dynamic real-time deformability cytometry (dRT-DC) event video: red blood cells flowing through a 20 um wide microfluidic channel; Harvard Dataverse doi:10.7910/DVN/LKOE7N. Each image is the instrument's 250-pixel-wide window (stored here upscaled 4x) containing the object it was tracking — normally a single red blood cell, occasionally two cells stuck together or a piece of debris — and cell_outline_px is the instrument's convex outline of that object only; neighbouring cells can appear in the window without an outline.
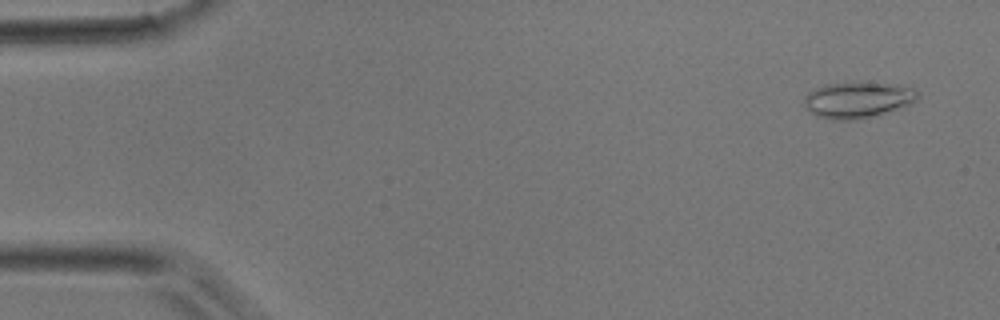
{"species": "common noctule bat (a hibernating species)", "species_latin": "Nyctalus noctula", "temperature_condition": "room temperature", "stored_images_in_passage": 44, "camera_frame_rate_fps": 3000, "um_per_image_px": 0.085, "animal": {"sex": "male", "body_mass_g": 17.9}, "frame": {"image": 1, "passage_image": 3, "time_ms": 0.667, "image_size_px": [1000, 320], "cell_outline_px": [[920, 96], [916, 100], [908, 104], [876, 116], [852, 120], [832, 120], [816, 116], [804, 108], [804, 96], [808, 92], [824, 84], [884, 84], [912, 88]], "centroid_in_image_um": [72.82, 8.53], "position_along_channel_um": 12.2, "area_um2": 23.29}}
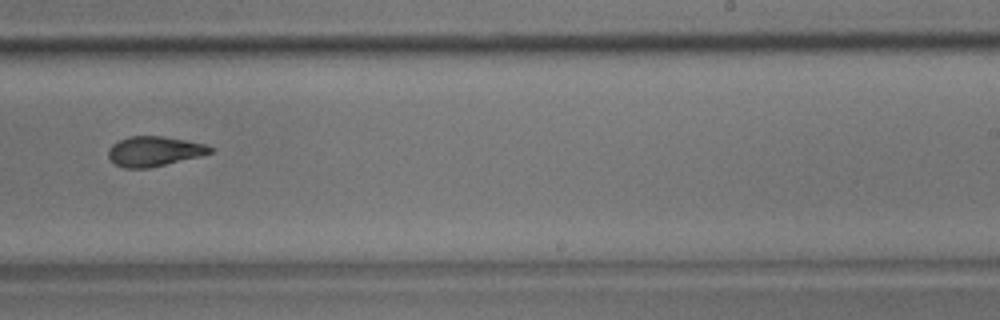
{"frame": {"image": 2, "passage_image": 28, "time_ms": 9.0, "image_size_px": [1000, 320], "cell_outline_px": [[212, 152], [200, 156], [148, 168], [124, 168], [116, 164], [108, 156], [108, 148], [112, 144], [128, 136], [160, 136], [184, 140], [204, 144], [212, 148]], "centroid_in_image_um": [13.07, 12.86], "position_along_channel_um": 275.9, "area_um2": 17.46}}
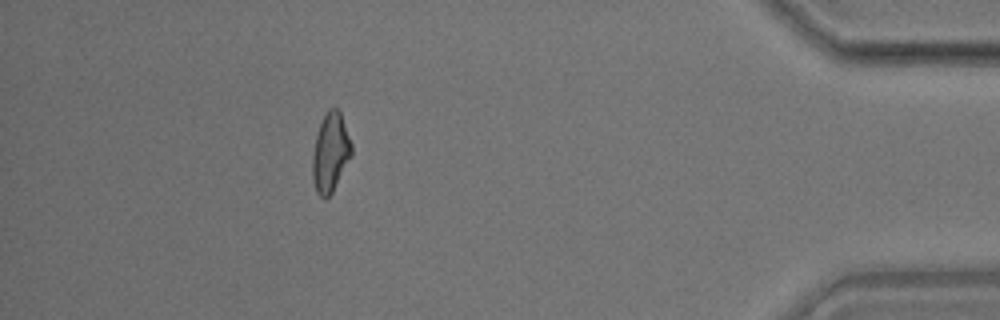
{"frame": {"image": 3, "passage_image": 40, "time_ms": 13.0, "image_size_px": [1000, 320], "cell_outline_px": [[352, 156], [332, 192], [324, 200], [316, 192], [312, 180], [312, 156], [316, 136], [320, 124], [328, 108], [336, 108], [340, 112], [352, 144]], "centroid_in_image_um": [28.08, 12.99], "position_along_channel_um": 407.1, "area_um2": 17.98}}